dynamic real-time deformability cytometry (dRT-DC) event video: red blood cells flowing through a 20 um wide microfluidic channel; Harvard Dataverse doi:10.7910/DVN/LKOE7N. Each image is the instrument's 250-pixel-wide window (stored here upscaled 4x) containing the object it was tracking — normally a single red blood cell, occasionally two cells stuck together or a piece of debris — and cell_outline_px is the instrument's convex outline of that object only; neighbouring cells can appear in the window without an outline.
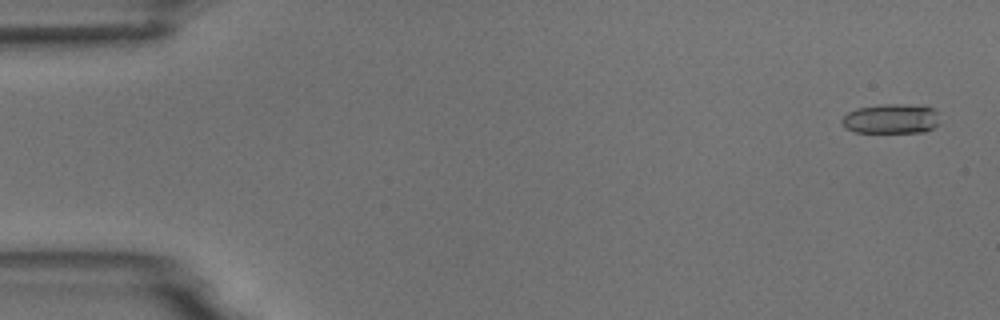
{"species": "common noctule bat (a hibernating species)", "species_latin": "Nyctalus noctula", "temperature_condition": "room temperature", "stored_images_in_passage": 5, "camera_frame_rate_fps": 3000, "um_per_image_px": 0.085, "animal": {"sex": "male", "body_mass_g": 18.8}, "frame": {"image": 1, "passage_image": 1, "time_ms": 0.0, "image_size_px": [1000, 320], "cell_outline_px": [[940, 124], [924, 132], [856, 132], [848, 128], [840, 120], [848, 112], [856, 108], [884, 104], [924, 104], [932, 108], [936, 112]], "centroid_in_image_um": [75.8, 10.08], "position_along_channel_um": 9.2, "area_um2": 17.05}}
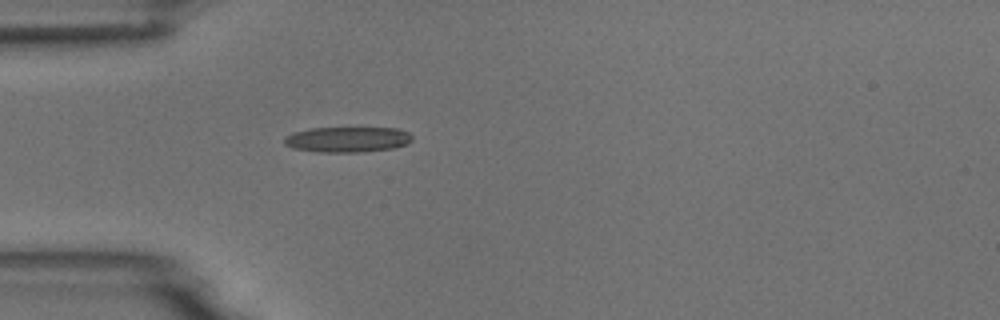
{"frame": {"image": 2, "passage_image": 5, "time_ms": 4.667, "image_size_px": [1000, 320], "cell_outline_px": [[412, 140], [408, 144], [392, 148], [364, 152], [316, 152], [292, 148], [284, 144], [284, 140], [292, 132], [308, 128], [400, 128], [408, 132], [412, 136]], "centroid_in_image_um": [29.54, 11.85], "position_along_channel_um": 55.5, "area_um2": 19.13}}